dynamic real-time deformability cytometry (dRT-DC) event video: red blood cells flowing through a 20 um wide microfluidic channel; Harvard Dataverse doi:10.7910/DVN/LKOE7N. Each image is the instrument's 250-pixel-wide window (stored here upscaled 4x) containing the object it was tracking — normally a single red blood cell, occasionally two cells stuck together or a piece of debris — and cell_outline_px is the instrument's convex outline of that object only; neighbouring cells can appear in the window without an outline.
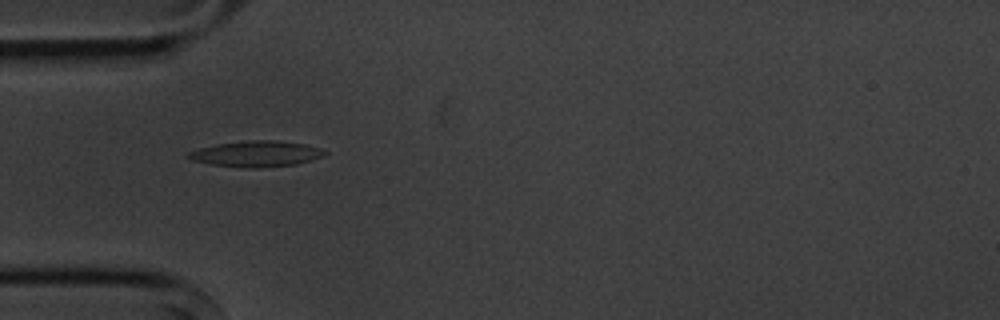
{"species": "common noctule bat (a hibernating species)", "species_latin": "Nyctalus noctula", "temperature_condition": "cold", "stored_images_in_passage": 4, "camera_frame_rate_fps": 3000, "um_per_image_px": 0.085, "animal": {"sex": "male", "body_mass_g": 20.1, "forearm_length_mm": 53.5}, "frame": {"image": 1, "passage_image": 3, "time_ms": 2.667, "image_size_px": [1000, 320], "cell_outline_px": [[328, 152], [324, 156], [312, 160], [296, 164], [260, 168], [248, 168], [212, 164], [192, 160], [184, 156], [188, 152], [200, 148], [216, 144], [248, 140], [276, 140], [304, 144], [320, 148]], "centroid_in_image_um": [21.79, 13.07], "position_along_channel_um": 63.2, "area_um2": 20.58}}
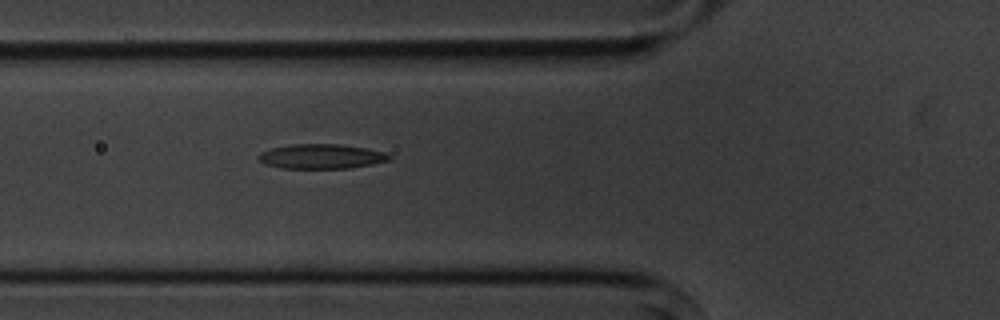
{"frame": {"image": 2, "passage_image": 4, "time_ms": 3.667, "image_size_px": [1000, 320], "cell_outline_px": [[392, 156], [388, 160], [372, 164], [348, 168], [280, 168], [264, 164], [256, 156], [260, 152], [272, 148], [292, 144], [340, 144], [364, 148], [384, 152]], "centroid_in_image_um": [27.27, 13.29], "position_along_channel_um": 98.5, "area_um2": 18.67}}